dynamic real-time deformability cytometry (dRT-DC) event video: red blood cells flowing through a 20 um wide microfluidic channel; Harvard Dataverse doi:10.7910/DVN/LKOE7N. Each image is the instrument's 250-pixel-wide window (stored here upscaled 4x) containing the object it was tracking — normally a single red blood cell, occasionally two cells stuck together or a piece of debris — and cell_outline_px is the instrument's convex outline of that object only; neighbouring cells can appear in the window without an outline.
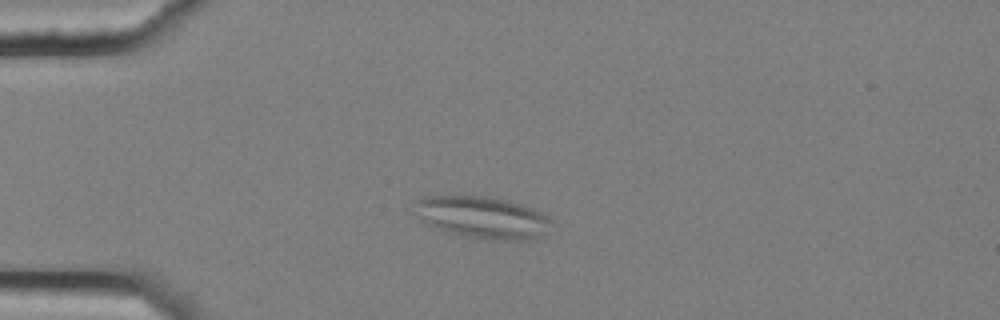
{"species": "common noctule bat (a hibernating species)", "species_latin": "Nyctalus noctula", "temperature_condition": "cold", "stored_images_in_passage": 5, "camera_frame_rate_fps": 3000, "um_per_image_px": 0.085, "animal": {"sex": "female", "body_mass_g": 25.1}, "frame": {"image": 1, "passage_image": 4, "time_ms": 1.0, "image_size_px": [1000, 320], "cell_outline_px": [[552, 220], [548, 232], [532, 240], [492, 240], [464, 236], [448, 232], [436, 228], [420, 220], [416, 200], [424, 196], [488, 196], [508, 200], [532, 208], [548, 216]], "centroid_in_image_um": [41.07, 18.49], "position_along_channel_um": 43.9, "area_um2": 33.41}}